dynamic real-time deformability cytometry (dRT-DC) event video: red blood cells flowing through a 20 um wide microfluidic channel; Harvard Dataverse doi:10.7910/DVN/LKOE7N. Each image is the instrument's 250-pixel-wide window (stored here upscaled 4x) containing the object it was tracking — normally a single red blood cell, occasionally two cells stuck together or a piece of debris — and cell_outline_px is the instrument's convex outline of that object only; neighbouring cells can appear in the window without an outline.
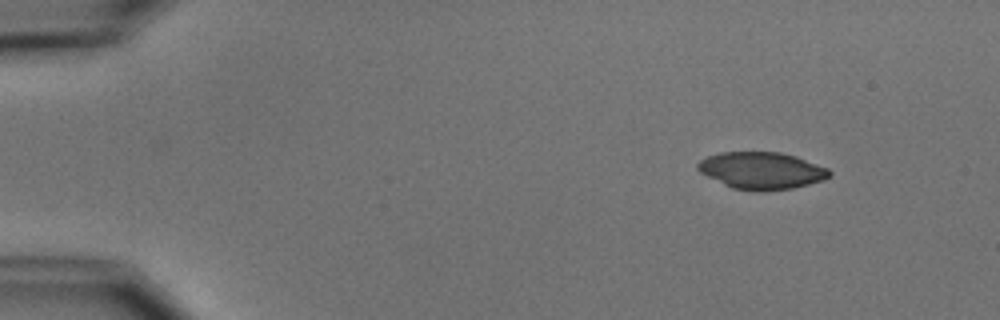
{"species": "common noctule bat (a hibernating species)", "species_latin": "Nyctalus noctula", "temperature_condition": "cold", "stored_images_in_passage": 4, "camera_frame_rate_fps": 3000, "um_per_image_px": 0.085, "animal": {"sex": "male", "body_mass_g": 15.6}, "frame": {"image": 1, "passage_image": 1, "time_ms": 0.0, "image_size_px": [1000, 320], "cell_outline_px": [[832, 176], [824, 180], [792, 188], [764, 192], [756, 192], [732, 188], [700, 172], [696, 168], [696, 164], [700, 160], [708, 156], [720, 152], [780, 152], [796, 156], [828, 168], [832, 172]], "centroid_in_image_um": [64.76, 14.5], "position_along_channel_um": 20.2, "area_um2": 28.61}}
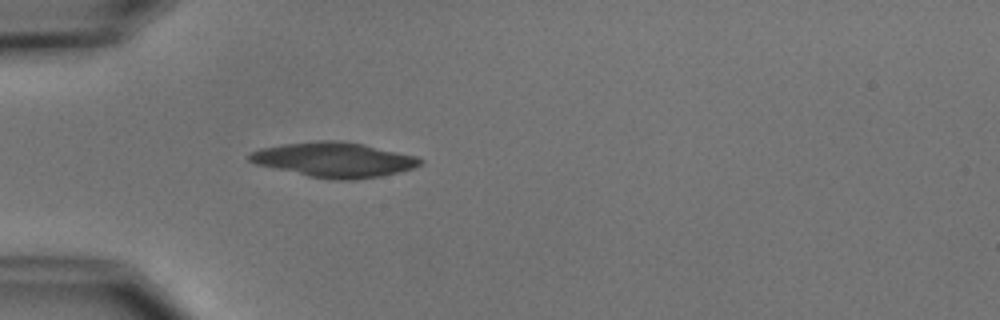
{"frame": {"image": 2, "passage_image": 4, "time_ms": 3.333, "image_size_px": [1000, 320], "cell_outline_px": [[424, 160], [420, 164], [412, 168], [400, 172], [380, 176], [356, 180], [336, 180], [308, 176], [256, 164], [248, 160], [248, 156], [252, 152], [260, 148], [284, 144], [320, 140], [340, 140], [364, 144], [416, 156]], "centroid_in_image_um": [28.41, 13.57], "position_along_channel_um": 56.6, "area_um2": 34.56}}